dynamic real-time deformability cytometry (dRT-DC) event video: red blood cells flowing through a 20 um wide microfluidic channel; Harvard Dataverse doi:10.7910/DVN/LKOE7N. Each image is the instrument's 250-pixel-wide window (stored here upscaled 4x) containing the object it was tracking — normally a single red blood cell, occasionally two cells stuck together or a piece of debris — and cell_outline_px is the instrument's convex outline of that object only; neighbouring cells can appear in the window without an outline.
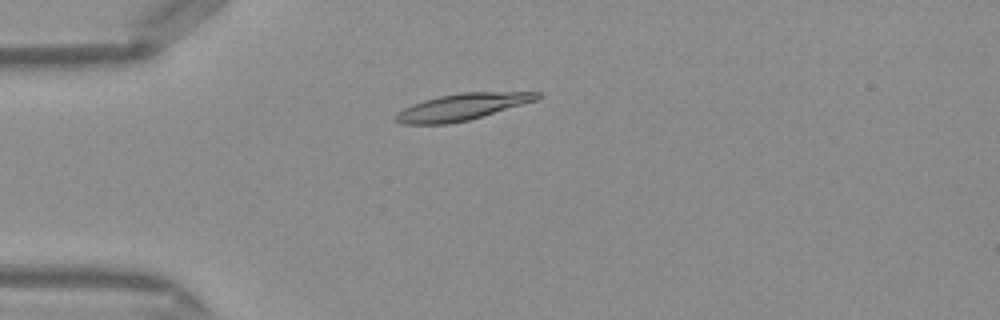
{"species": "Egyptian fruit bat (a non-hibernating species)", "species_latin": "Rousettus aegyptiacus", "temperature_condition": "warm", "stored_images_in_passage": 47, "camera_frame_rate_fps": 3000, "um_per_image_px": 0.085, "frame": {"image": 1, "passage_image": 12, "time_ms": 3.667, "image_size_px": [1000, 320], "cell_outline_px": [[544, 96], [536, 100], [468, 120], [448, 124], [404, 124], [392, 120], [392, 116], [396, 112], [412, 104], [424, 100], [440, 96], [460, 92], [540, 92]], "centroid_in_image_um": [39.21, 9.09], "position_along_channel_um": 45.8, "area_um2": 21.91}}
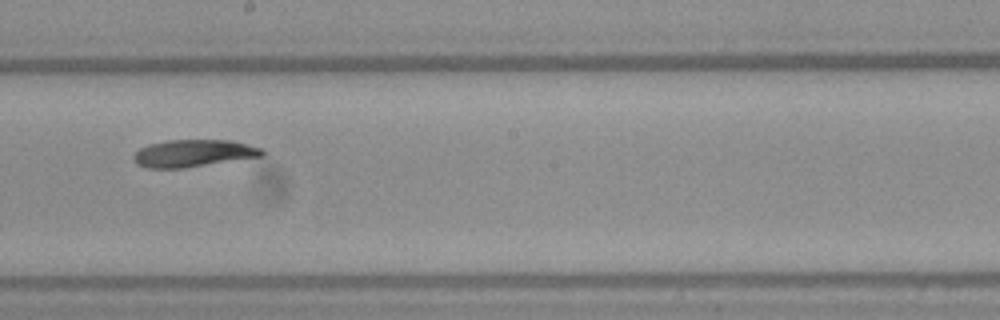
{"frame": {"image": 2, "passage_image": 27, "time_ms": 8.667, "image_size_px": [1000, 320], "cell_outline_px": [[264, 156], [184, 168], [148, 168], [136, 164], [132, 156], [140, 148], [148, 144], [168, 140], [228, 140], [264, 148]], "centroid_in_image_um": [16.44, 13.03], "position_along_channel_um": 231.8, "area_um2": 20.46}}
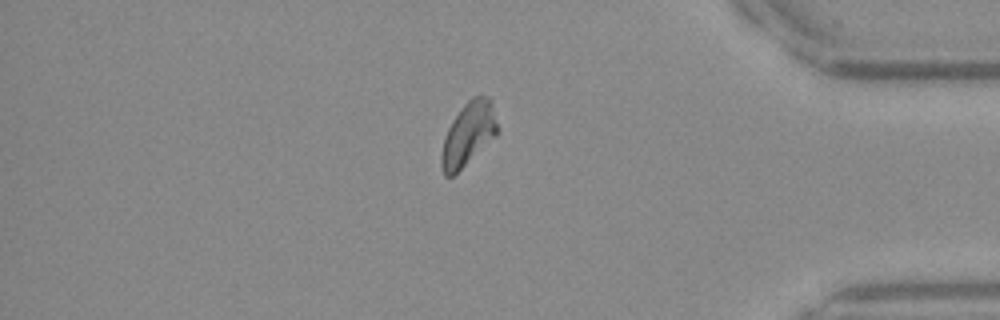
{"frame": {"image": 3, "passage_image": 41, "time_ms": 13.333, "image_size_px": [1000, 320], "cell_outline_px": [[500, 132], [496, 136], [452, 176], [444, 176], [440, 168], [440, 152], [444, 136], [452, 120], [460, 108], [472, 96], [488, 96], [492, 100]], "centroid_in_image_um": [39.8, 11.37], "position_along_channel_um": 395.4, "area_um2": 20.98}, "authors_computed_cell_mechanics": {"area_um2": 21.0392, "velocity_mm_per_s": 4.1163, "shape_relaxation_time_tau1_ms": 5.3782, "shape_relaxation_time_tau2_ms": null, "deformation_change_tau1": 0.1651, "deformation_change_tau2": null}}